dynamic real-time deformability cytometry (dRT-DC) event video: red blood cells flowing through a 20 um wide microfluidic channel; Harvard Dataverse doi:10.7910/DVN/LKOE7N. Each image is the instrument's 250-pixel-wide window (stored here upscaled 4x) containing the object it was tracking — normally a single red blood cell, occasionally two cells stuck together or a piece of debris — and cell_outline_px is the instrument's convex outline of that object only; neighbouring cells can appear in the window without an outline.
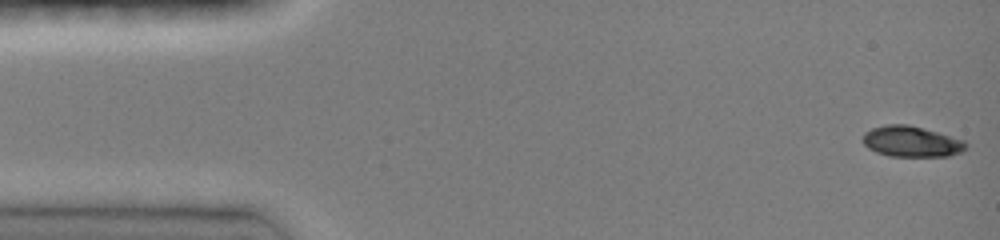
{"species": "common noctule bat (a hibernating species)", "species_latin": "Nyctalus noctula", "temperature_condition": "room temperature", "stored_images_in_passage": 23, "camera_frame_rate_fps": 3000, "um_per_image_px": 0.085, "animal": {"sex": "female", "body_mass_g": 19.0, "forearm_length_mm": 51.5}, "frame": {"image": 1, "passage_image": 1, "time_ms": 0.0, "image_size_px": [1000, 240], "cell_outline_px": [[968, 144], [960, 152], [948, 156], [888, 156], [876, 152], [868, 148], [864, 144], [864, 132], [872, 128], [884, 124], [908, 124], [964, 140]], "centroid_in_image_um": [77.44, 12.03], "position_along_channel_um": 7.6, "area_um2": 18.32}}
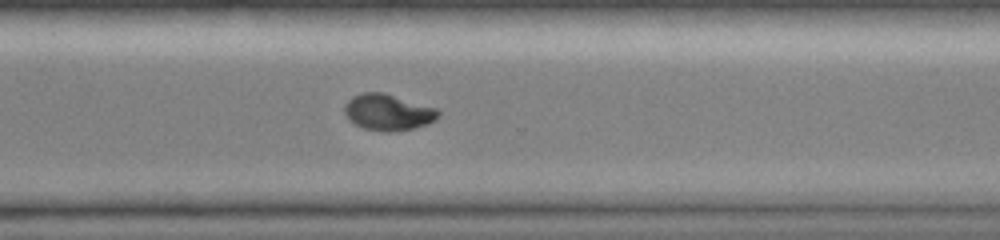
{"frame": {"image": 2, "passage_image": 17, "time_ms": 5.333, "image_size_px": [1000, 240], "cell_outline_px": [[440, 116], [436, 120], [428, 124], [412, 128], [364, 128], [356, 124], [344, 112], [344, 104], [352, 96], [364, 92], [384, 92], [436, 108], [440, 112]], "centroid_in_image_um": [33.0, 9.47], "position_along_channel_um": 337.6, "area_um2": 18.96}}
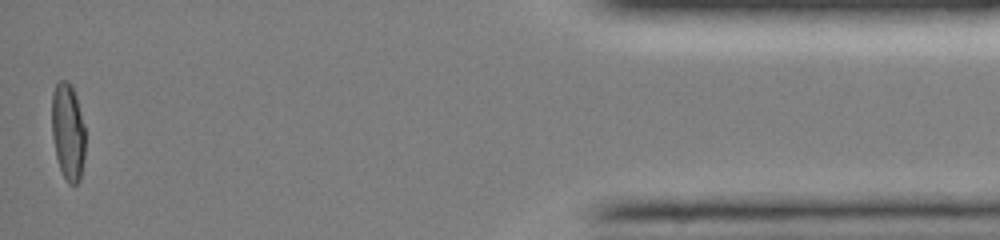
{"frame": {"image": 3, "passage_image": 23, "time_ms": 7.333, "image_size_px": [1000, 240], "cell_outline_px": [[84, 160], [80, 180], [76, 184], [68, 184], [60, 168], [56, 156], [52, 136], [52, 92], [56, 84], [60, 80], [68, 80], [72, 84], [76, 96], [84, 128]], "centroid_in_image_um": [5.76, 11.18], "position_along_channel_um": 429.4, "area_um2": 18.9}}